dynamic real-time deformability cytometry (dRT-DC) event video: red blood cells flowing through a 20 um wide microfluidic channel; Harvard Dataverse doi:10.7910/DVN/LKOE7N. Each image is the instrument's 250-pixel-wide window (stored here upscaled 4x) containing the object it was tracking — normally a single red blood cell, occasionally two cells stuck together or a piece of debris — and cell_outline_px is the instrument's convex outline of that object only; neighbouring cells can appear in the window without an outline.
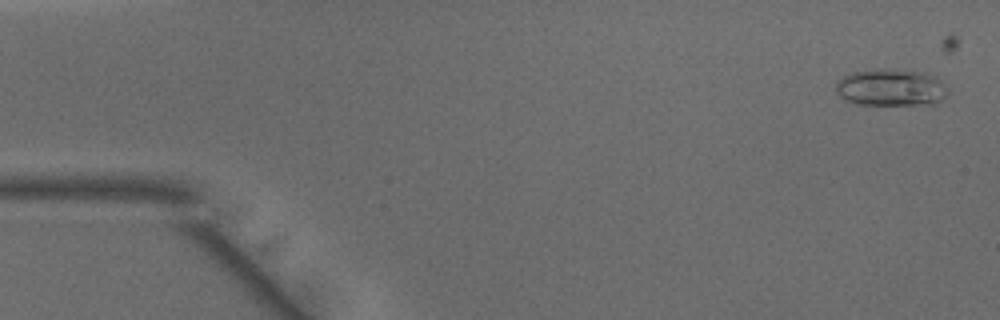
{"species": "common noctule bat (a hibernating species)", "species_latin": "Nyctalus noctula", "temperature_condition": "warm", "stored_images_in_passage": 48, "camera_frame_rate_fps": 3000, "um_per_image_px": 0.085, "animal": {"sex": "male", "body_mass_g": 15.6}, "frame": {"image": 1, "passage_image": 2, "time_ms": 0.333, "image_size_px": [1000, 320], "cell_outline_px": [[948, 92], [936, 104], [856, 104], [840, 96], [836, 92], [836, 80], [852, 72], [872, 68], [884, 68], [924, 72], [940, 80], [948, 88]], "centroid_in_image_um": [75.71, 7.42], "position_along_channel_um": 9.3, "area_um2": 24.22}}
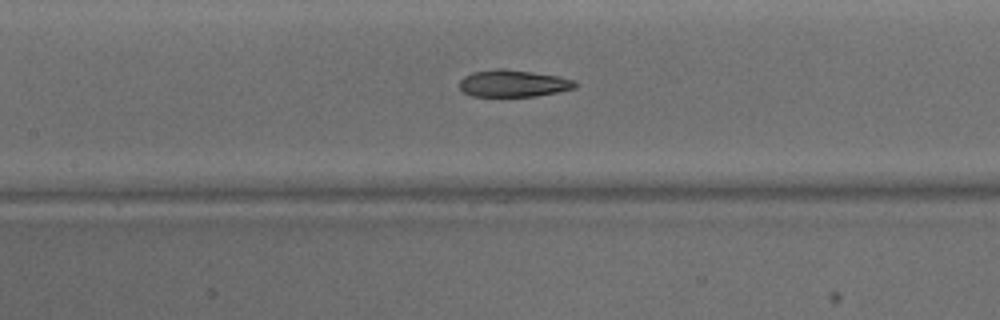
{"frame": {"image": 2, "passage_image": 22, "time_ms": 7.0, "image_size_px": [1000, 320], "cell_outline_px": [[580, 84], [576, 88], [536, 96], [472, 96], [464, 92], [460, 88], [460, 80], [464, 76], [472, 72], [500, 68], [504, 68], [532, 72], [556, 76], [572, 80]], "centroid_in_image_um": [43.62, 7.09], "position_along_channel_um": 163.8, "area_um2": 18.09}}
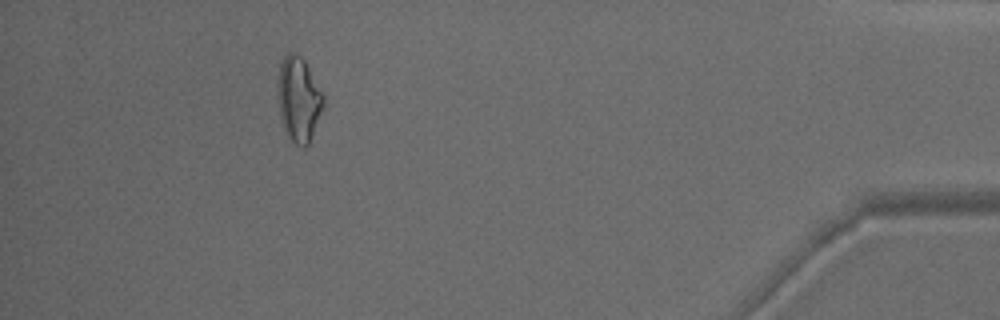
{"frame": {"image": 3, "passage_image": 44, "time_ms": 14.333, "image_size_px": [1000, 320], "cell_outline_px": [[324, 104], [308, 144], [304, 148], [296, 144], [288, 136], [284, 128], [280, 112], [280, 64], [284, 56], [288, 52], [292, 52], [300, 56], [304, 60], [324, 96]], "centroid_in_image_um": [25.42, 8.44], "position_along_channel_um": 409.8, "area_um2": 21.5}, "authors_computed_cell_mechanics": {"area_um2": 19.8254, "velocity_mm_per_s": 4.1512, "shape_relaxation_time_tau1_ms": 7.5361, "shape_relaxation_time_tau2_ms": 2.3537, "deformation_change_tau1": 0.2067, "deformation_change_tau2": 0.1136}}